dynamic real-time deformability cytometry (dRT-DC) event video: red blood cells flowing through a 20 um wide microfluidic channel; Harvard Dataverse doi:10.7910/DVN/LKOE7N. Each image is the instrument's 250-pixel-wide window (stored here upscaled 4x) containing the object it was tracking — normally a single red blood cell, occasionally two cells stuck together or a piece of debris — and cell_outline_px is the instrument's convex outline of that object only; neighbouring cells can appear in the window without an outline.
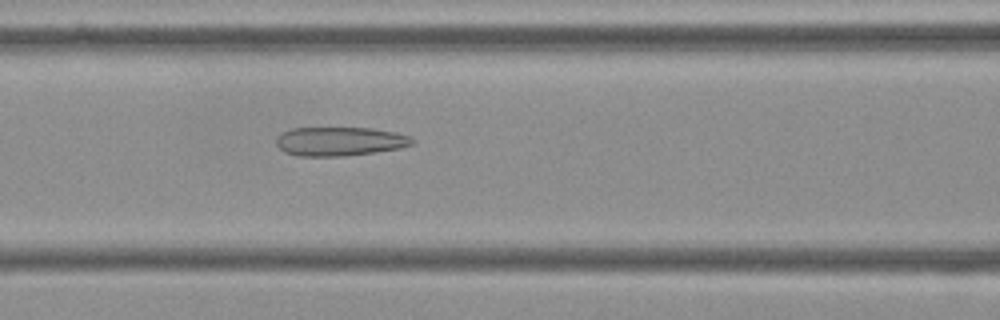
{"species": "Egyptian fruit bat (a non-hibernating species)", "species_latin": "Rousettus aegyptiacus", "temperature_condition": "cold", "stored_images_in_passage": 39, "camera_frame_rate_fps": 3000, "um_per_image_px": 0.085, "frame": {"image": 1, "passage_image": 7, "time_ms": 2.0, "image_size_px": [1000, 320], "cell_outline_px": [[416, 140], [412, 144], [400, 148], [376, 152], [344, 156], [300, 156], [284, 152], [276, 144], [276, 136], [280, 132], [292, 128], [372, 128], [396, 132], [412, 136]], "centroid_in_image_um": [28.89, 12.01], "position_along_channel_um": 137.7, "area_um2": 23.18}}
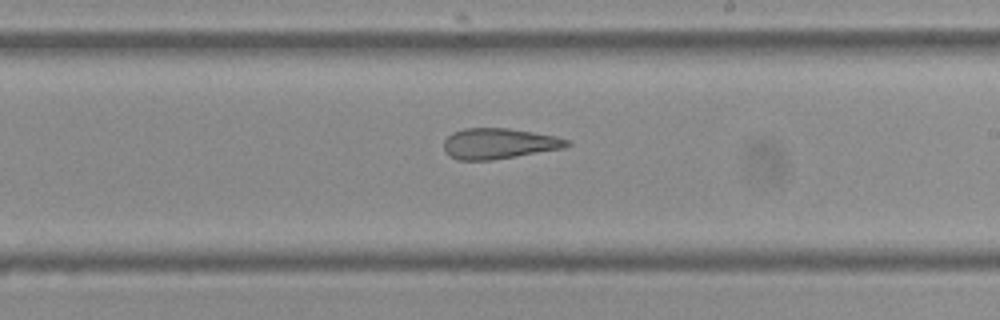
{"frame": {"image": 2, "passage_image": 16, "time_ms": 5.0, "image_size_px": [1000, 320], "cell_outline_px": [[572, 144], [564, 148], [492, 160], [456, 160], [448, 156], [444, 152], [444, 140], [452, 132], [464, 128], [508, 128], [556, 136], [568, 140]], "centroid_in_image_um": [42.37, 12.2], "position_along_channel_um": 246.6, "area_um2": 22.08}}
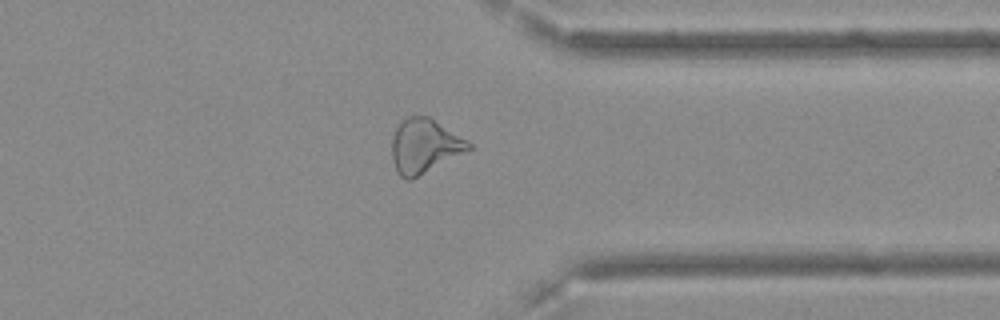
{"frame": {"image": 3, "passage_image": 27, "time_ms": 8.667, "image_size_px": [1000, 320], "cell_outline_px": [[472, 148], [412, 180], [408, 180], [400, 176], [396, 172], [392, 160], [392, 140], [396, 128], [408, 116], [428, 116], [468, 140], [472, 144]], "centroid_in_image_um": [36.07, 12.43], "position_along_channel_um": 375.3, "area_um2": 24.1}, "authors_computed_cell_mechanics": {"area_um2": 23.1778, "velocity_mm_per_s": 3.6332, "shape_relaxation_time_tau1_ms": null, "shape_relaxation_time_tau2_ms": 3.6953, "deformation_change_tau1": null, "deformation_change_tau2": 0.148}}